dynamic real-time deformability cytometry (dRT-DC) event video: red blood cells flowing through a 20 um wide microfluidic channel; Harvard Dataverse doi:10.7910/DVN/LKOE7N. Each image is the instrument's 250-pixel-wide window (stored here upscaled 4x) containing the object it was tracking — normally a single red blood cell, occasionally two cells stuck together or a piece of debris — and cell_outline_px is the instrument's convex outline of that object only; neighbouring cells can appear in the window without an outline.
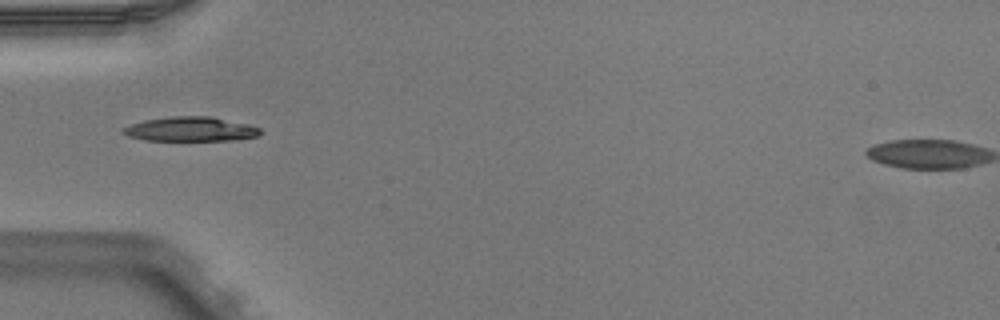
{"species": "Egyptian fruit bat (a non-hibernating species)", "species_latin": "Rousettus aegyptiacus", "temperature_condition": "warm", "stored_images_in_passage": 1, "camera_frame_rate_fps": 3000, "um_per_image_px": 0.085, "animal": {"sex": "male"}, "frame": {"image": 1, "passage_image": 1, "time_ms": 0.0, "image_size_px": [1000, 320], "cell_outline_px": [[260, 136], [232, 140], [144, 140], [128, 136], [120, 132], [124, 128], [132, 124], [144, 120], [172, 116], [212, 116], [248, 124], [260, 128]], "centroid_in_image_um": [16.21, 10.97], "position_along_channel_um": 68.8, "area_um2": 19.48}}